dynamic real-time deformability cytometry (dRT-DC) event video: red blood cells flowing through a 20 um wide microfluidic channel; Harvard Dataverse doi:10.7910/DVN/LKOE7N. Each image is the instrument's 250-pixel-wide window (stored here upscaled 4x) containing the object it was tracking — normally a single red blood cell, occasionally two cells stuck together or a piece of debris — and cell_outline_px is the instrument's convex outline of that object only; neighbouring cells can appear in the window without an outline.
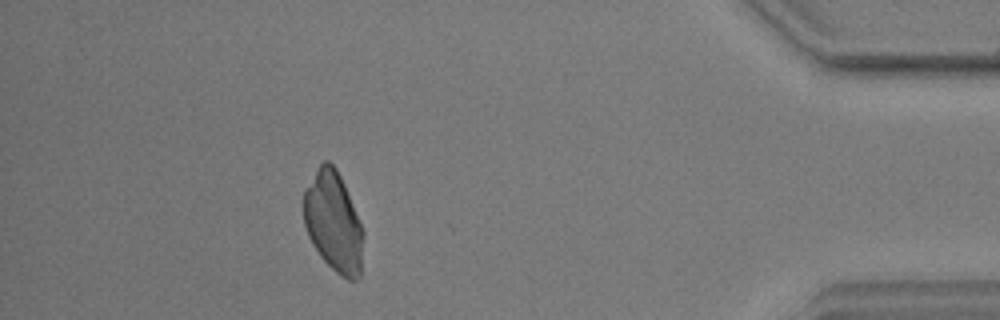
{"species": "common noctule bat (a hibernating species)", "species_latin": "Nyctalus noctula", "temperature_condition": "warm", "stored_images_in_passage": 35, "camera_frame_rate_fps": 3000, "um_per_image_px": 0.085, "animal": {"sex": "male", "body_mass_g": 17.9, "forearm_length_mm": 54.2}, "frame": {"image": 1, "passage_image": 30, "time_ms": 9.667, "image_size_px": [1000, 320], "cell_outline_px": [[364, 236], [360, 276], [356, 280], [348, 280], [340, 276], [320, 256], [312, 244], [308, 236], [304, 224], [304, 192], [316, 168], [324, 160], [328, 160], [336, 168], [344, 184], [364, 232]], "centroid_in_image_um": [28.35, 18.88], "position_along_channel_um": 406.9, "area_um2": 34.74}}